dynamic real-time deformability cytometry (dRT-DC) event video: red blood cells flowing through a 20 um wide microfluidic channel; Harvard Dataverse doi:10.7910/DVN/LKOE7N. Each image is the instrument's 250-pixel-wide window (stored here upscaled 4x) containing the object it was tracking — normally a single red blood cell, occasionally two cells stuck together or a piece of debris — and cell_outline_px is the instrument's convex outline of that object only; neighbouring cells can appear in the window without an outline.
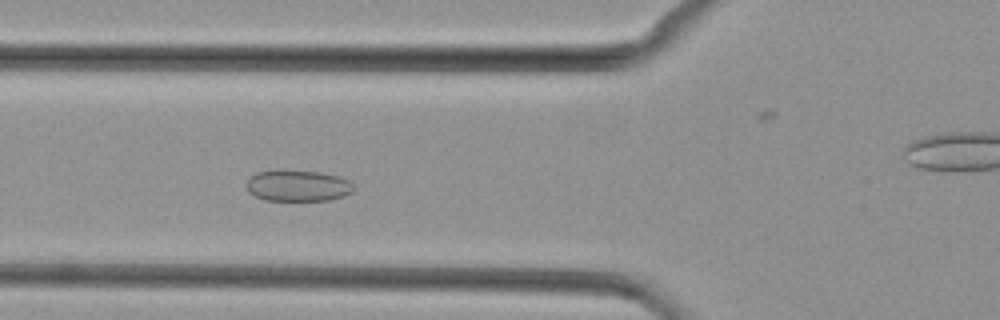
{"species": "common noctule bat (a hibernating species)", "species_latin": "Nyctalus noctula", "temperature_condition": "cold", "stored_images_in_passage": 45, "camera_frame_rate_fps": 3000, "um_per_image_px": 0.085, "animal": {"sex": "female", "body_mass_g": 29.2, "forearm_length_mm": 56.3}, "frame": {"image": 1, "passage_image": 14, "time_ms": 4.333, "image_size_px": [1000, 320], "cell_outline_px": [[356, 188], [352, 192], [344, 196], [328, 200], [264, 200], [248, 192], [244, 184], [256, 172], [276, 168], [284, 168], [320, 172], [340, 176], [348, 180]], "centroid_in_image_um": [25.29, 15.75], "position_along_channel_um": 100.5, "area_um2": 20.17}}
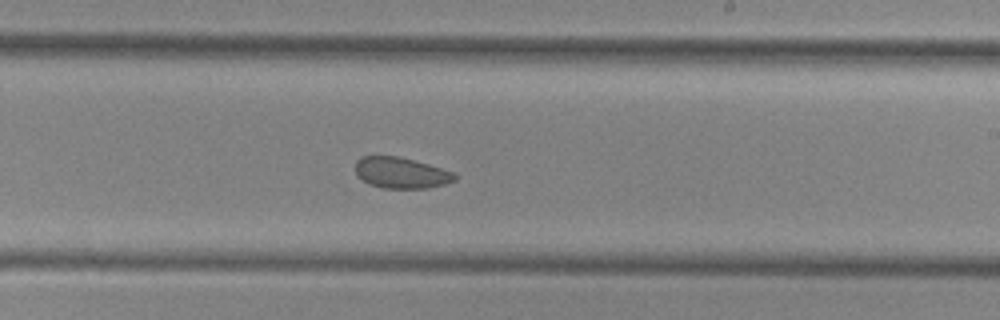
{"frame": {"image": 2, "passage_image": 25, "time_ms": 8.0, "image_size_px": [1000, 320], "cell_outline_px": [[456, 180], [444, 184], [428, 188], [384, 188], [368, 184], [356, 176], [356, 160], [360, 156], [396, 156], [428, 164], [456, 172]], "centroid_in_image_um": [34.08, 14.69], "position_along_channel_um": 254.9, "area_um2": 18.03}}
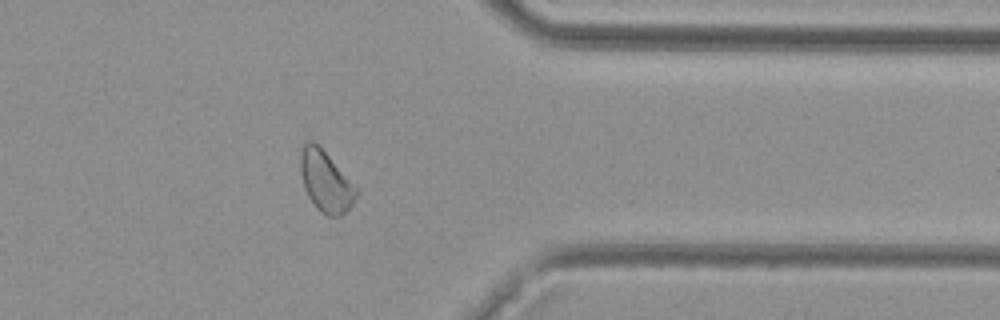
{"frame": {"image": 3, "passage_image": 35, "time_ms": 11.333, "image_size_px": [1000, 320], "cell_outline_px": [[356, 196], [352, 204], [340, 216], [328, 216], [320, 212], [316, 208], [308, 196], [304, 188], [300, 168], [300, 152], [304, 144], [308, 140], [312, 140], [328, 156], [356, 188]], "centroid_in_image_um": [27.63, 15.44], "position_along_channel_um": 383.8, "area_um2": 19.19}}